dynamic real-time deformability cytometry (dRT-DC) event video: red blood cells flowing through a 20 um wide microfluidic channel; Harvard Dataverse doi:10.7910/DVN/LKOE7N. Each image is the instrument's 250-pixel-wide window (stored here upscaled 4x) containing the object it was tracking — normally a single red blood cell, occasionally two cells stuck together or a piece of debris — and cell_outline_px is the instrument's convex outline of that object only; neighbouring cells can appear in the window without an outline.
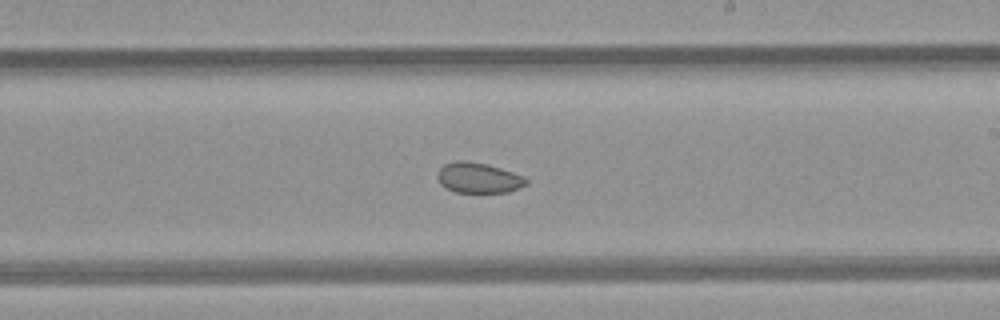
{"species": "common noctule bat (a hibernating species)", "species_latin": "Nyctalus noctula", "temperature_condition": "room temperature", "stored_images_in_passage": 52, "camera_frame_rate_fps": 3000, "um_per_image_px": 0.085, "animal": {"sex": "female", "body_mass_g": 21.9}, "frame": {"image": 1, "passage_image": 30, "time_ms": 9.667, "image_size_px": [1000, 320], "cell_outline_px": [[528, 184], [508, 192], [456, 192], [440, 184], [436, 176], [436, 172], [444, 164], [456, 160], [464, 160], [488, 164], [524, 176], [528, 180]], "centroid_in_image_um": [40.65, 15.1], "position_along_channel_um": 248.3, "area_um2": 15.78}}